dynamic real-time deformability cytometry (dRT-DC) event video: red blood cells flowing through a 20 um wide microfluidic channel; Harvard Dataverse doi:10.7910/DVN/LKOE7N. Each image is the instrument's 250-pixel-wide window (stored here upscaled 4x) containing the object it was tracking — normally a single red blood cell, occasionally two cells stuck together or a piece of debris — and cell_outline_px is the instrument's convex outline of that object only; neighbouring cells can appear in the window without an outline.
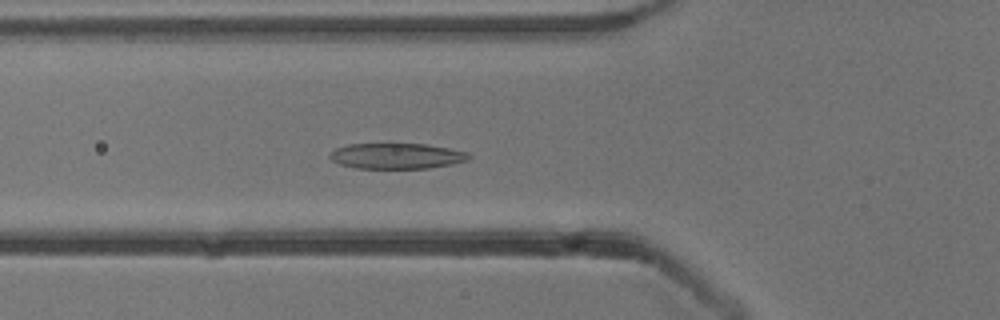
{"species": "common noctule bat (a hibernating species)", "species_latin": "Nyctalus noctula", "temperature_condition": "cold", "stored_images_in_passage": 51, "camera_frame_rate_fps": 3000, "um_per_image_px": 0.085, "animal": {"sex": "male", "body_mass_g": 13.3}, "frame": {"image": 1, "passage_image": 16, "time_ms": 5.0, "image_size_px": [1000, 320], "cell_outline_px": [[472, 156], [468, 160], [452, 164], [428, 168], [356, 168], [340, 164], [332, 160], [328, 156], [336, 148], [348, 144], [392, 140], [428, 144], [468, 152]], "centroid_in_image_um": [33.7, 13.2], "position_along_channel_um": 92.1, "area_um2": 21.85}}
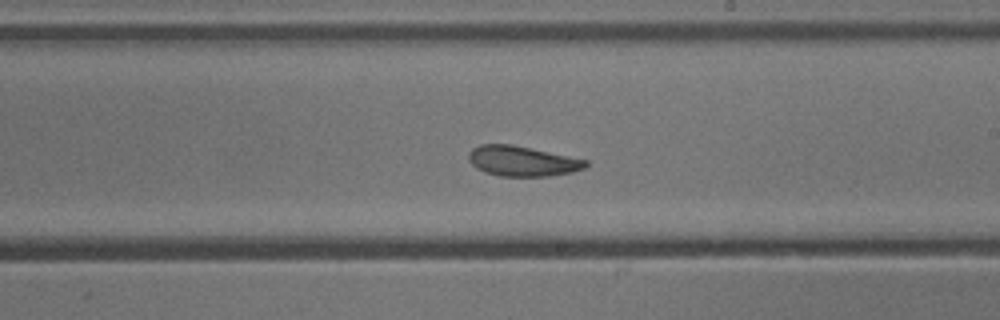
{"frame": {"image": 2, "passage_image": 28, "time_ms": 9.0, "image_size_px": [1000, 320], "cell_outline_px": [[588, 164], [584, 168], [572, 172], [548, 176], [500, 176], [484, 172], [476, 168], [468, 160], [468, 152], [472, 148], [480, 144], [512, 144], [588, 160]], "centroid_in_image_um": [44.36, 13.69], "position_along_channel_um": 244.6, "area_um2": 20.63}}
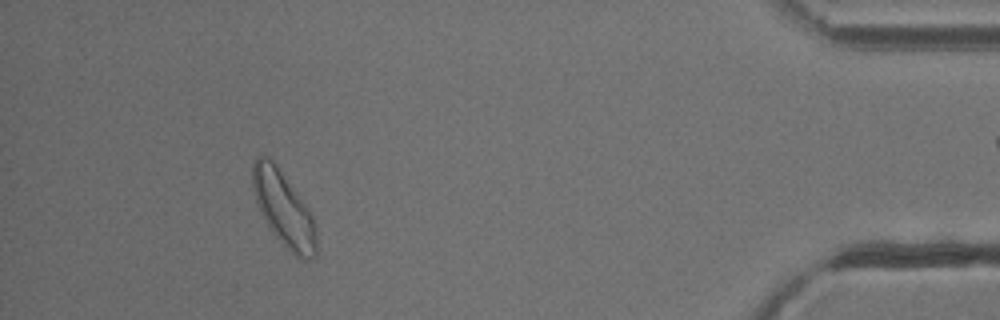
{"frame": {"image": 3, "passage_image": 46, "time_ms": 15.0, "image_size_px": [1000, 320], "cell_outline_px": [[316, 256], [312, 260], [300, 260], [268, 228], [256, 200], [252, 188], [252, 160], [256, 156], [268, 156], [276, 164], [308, 208], [312, 216], [316, 228]], "centroid_in_image_um": [24.1, 17.75], "position_along_channel_um": 411.1, "area_um2": 27.69}, "authors_computed_cell_mechanics": {"area_um2": 22.3108, "velocity_mm_per_s": 3.8009, "shape_relaxation_time_tau1_ms": 3.5218, "shape_relaxation_time_tau2_ms": 2.743, "deformation_change_tau1": 0.1303, "deformation_change_tau2": 0.1024}}